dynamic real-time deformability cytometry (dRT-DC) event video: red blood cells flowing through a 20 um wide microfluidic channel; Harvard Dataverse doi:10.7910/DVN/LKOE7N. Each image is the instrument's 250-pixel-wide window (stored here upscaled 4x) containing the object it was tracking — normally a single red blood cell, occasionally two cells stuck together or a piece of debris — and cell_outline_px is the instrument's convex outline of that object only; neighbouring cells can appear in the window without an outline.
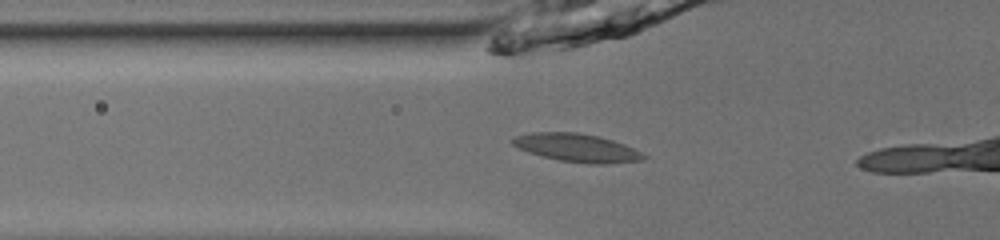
{"species": "common noctule bat (a hibernating species)", "species_latin": "Nyctalus noctula", "temperature_condition": "room temperature", "stored_images_in_passage": 29, "camera_frame_rate_fps": 3000, "um_per_image_px": 0.085, "animal": {"sex": "male", "body_mass_g": 13.0, "forearm_length_mm": 53.1}, "frame": {"image": 1, "passage_image": 11, "time_ms": 3.333, "image_size_px": [1000, 240], "cell_outline_px": [[648, 156], [644, 160], [608, 164], [588, 164], [560, 160], [528, 152], [512, 144], [512, 140], [516, 136], [532, 132], [576, 132], [600, 136], [624, 144]], "centroid_in_image_um": [49.08, 12.56], "position_along_channel_um": 76.7, "area_um2": 21.39}}
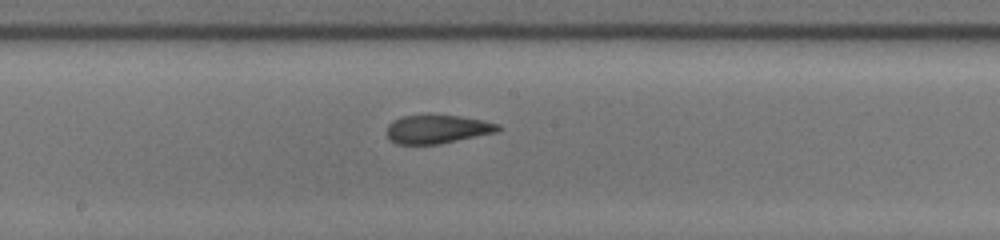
{"frame": {"image": 2, "passage_image": 21, "time_ms": 6.667, "image_size_px": [1000, 240], "cell_outline_px": [[504, 128], [496, 132], [440, 144], [396, 144], [388, 140], [388, 124], [392, 120], [404, 116], [460, 116], [484, 120], [500, 124]], "centroid_in_image_um": [37.2, 10.99], "position_along_channel_um": 211.0, "area_um2": 18.44}}
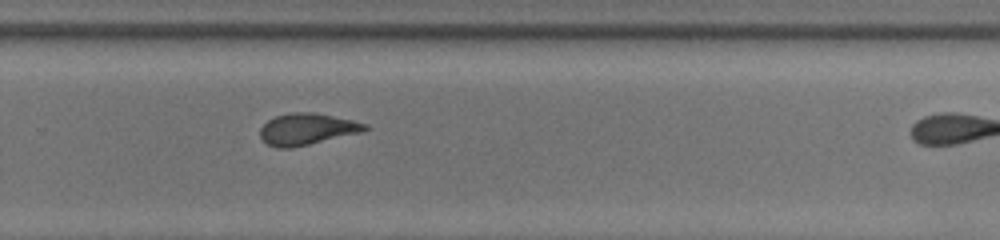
{"frame": {"image": 3, "passage_image": 28, "time_ms": 9.0, "image_size_px": [1000, 240], "cell_outline_px": [[368, 128], [364, 132], [292, 148], [276, 148], [268, 144], [260, 136], [260, 128], [268, 120], [276, 116], [292, 112], [312, 112], [352, 120], [368, 124]], "centroid_in_image_um": [26.11, 10.98], "position_along_channel_um": 303.7, "area_um2": 19.25}}